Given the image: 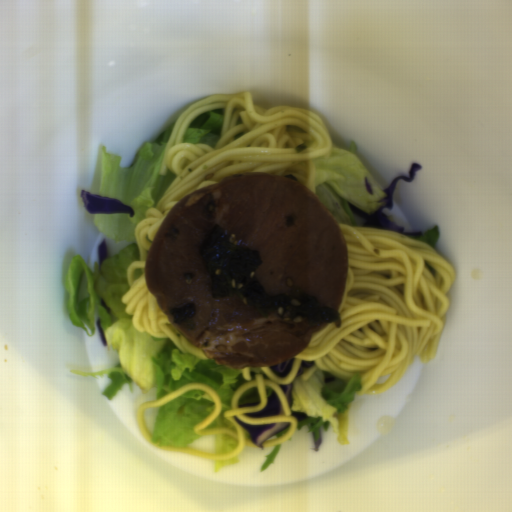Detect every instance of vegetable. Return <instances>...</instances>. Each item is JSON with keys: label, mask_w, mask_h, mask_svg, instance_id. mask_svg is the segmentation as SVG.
<instances>
[{"label": "vegetable", "mask_w": 512, "mask_h": 512, "mask_svg": "<svg viewBox=\"0 0 512 512\" xmlns=\"http://www.w3.org/2000/svg\"><path fill=\"white\" fill-rule=\"evenodd\" d=\"M225 110L217 108L204 111L187 126L183 143L215 146L222 134Z\"/></svg>", "instance_id": "obj_5"}, {"label": "vegetable", "mask_w": 512, "mask_h": 512, "mask_svg": "<svg viewBox=\"0 0 512 512\" xmlns=\"http://www.w3.org/2000/svg\"><path fill=\"white\" fill-rule=\"evenodd\" d=\"M176 121L154 140L144 143L129 166L122 165L121 156L108 153L107 146L97 150L89 193L116 198L129 205L134 215L129 218L124 213L92 214L93 223L108 240L128 241V245L107 256L101 268L98 255L93 270L83 255H75L63 275V290L72 326L91 337L99 333L97 321L101 318L105 347L117 355L118 361L102 371L71 369L69 373L96 380L106 376L109 384L101 393L109 401L124 385H129L131 393L135 385L144 394L156 388L158 400L184 385L206 384L216 390L221 402L220 414L212 421L236 433L237 428L224 413L232 410L236 390L246 383L242 368L224 367L210 358L191 357L168 337L138 332L122 304L123 295L130 289L127 267L132 261L140 260L136 227L145 219V211L156 208L176 178L169 169L160 175Z\"/></svg>", "instance_id": "obj_1"}, {"label": "vegetable", "mask_w": 512, "mask_h": 512, "mask_svg": "<svg viewBox=\"0 0 512 512\" xmlns=\"http://www.w3.org/2000/svg\"><path fill=\"white\" fill-rule=\"evenodd\" d=\"M362 387L359 373L345 380L316 369L307 380L295 377L291 390V417L296 419V430L306 428L311 432L315 452L322 446L323 431L331 430L341 446L349 445L350 408Z\"/></svg>", "instance_id": "obj_3"}, {"label": "vegetable", "mask_w": 512, "mask_h": 512, "mask_svg": "<svg viewBox=\"0 0 512 512\" xmlns=\"http://www.w3.org/2000/svg\"><path fill=\"white\" fill-rule=\"evenodd\" d=\"M315 175V195L337 223L362 226L348 204L370 215L383 207L387 197L377 176L361 160L355 140L348 148L332 145L327 155L316 158Z\"/></svg>", "instance_id": "obj_2"}, {"label": "vegetable", "mask_w": 512, "mask_h": 512, "mask_svg": "<svg viewBox=\"0 0 512 512\" xmlns=\"http://www.w3.org/2000/svg\"><path fill=\"white\" fill-rule=\"evenodd\" d=\"M238 440L224 433H216L214 435L213 453L225 454L230 453L238 447Z\"/></svg>", "instance_id": "obj_6"}, {"label": "vegetable", "mask_w": 512, "mask_h": 512, "mask_svg": "<svg viewBox=\"0 0 512 512\" xmlns=\"http://www.w3.org/2000/svg\"><path fill=\"white\" fill-rule=\"evenodd\" d=\"M261 401L259 391L255 388H249L239 395L237 403L238 406L246 407V406H256Z\"/></svg>", "instance_id": "obj_7"}, {"label": "vegetable", "mask_w": 512, "mask_h": 512, "mask_svg": "<svg viewBox=\"0 0 512 512\" xmlns=\"http://www.w3.org/2000/svg\"><path fill=\"white\" fill-rule=\"evenodd\" d=\"M439 235L440 226L436 224L427 230L421 231L420 237L416 239L436 249Z\"/></svg>", "instance_id": "obj_8"}, {"label": "vegetable", "mask_w": 512, "mask_h": 512, "mask_svg": "<svg viewBox=\"0 0 512 512\" xmlns=\"http://www.w3.org/2000/svg\"><path fill=\"white\" fill-rule=\"evenodd\" d=\"M215 473H217L223 467H231L240 464L238 458L235 456L228 460H215L213 461Z\"/></svg>", "instance_id": "obj_9"}, {"label": "vegetable", "mask_w": 512, "mask_h": 512, "mask_svg": "<svg viewBox=\"0 0 512 512\" xmlns=\"http://www.w3.org/2000/svg\"><path fill=\"white\" fill-rule=\"evenodd\" d=\"M281 448V444L280 445H277V446H274L270 455L269 456H266V460L265 462L260 466V472L262 473L263 471H265L271 464H274V460L279 452Z\"/></svg>", "instance_id": "obj_10"}, {"label": "vegetable", "mask_w": 512, "mask_h": 512, "mask_svg": "<svg viewBox=\"0 0 512 512\" xmlns=\"http://www.w3.org/2000/svg\"><path fill=\"white\" fill-rule=\"evenodd\" d=\"M214 410V399L208 393L204 390H189L159 406L150 442L159 447H185L203 437L194 428Z\"/></svg>", "instance_id": "obj_4"}]
</instances>
